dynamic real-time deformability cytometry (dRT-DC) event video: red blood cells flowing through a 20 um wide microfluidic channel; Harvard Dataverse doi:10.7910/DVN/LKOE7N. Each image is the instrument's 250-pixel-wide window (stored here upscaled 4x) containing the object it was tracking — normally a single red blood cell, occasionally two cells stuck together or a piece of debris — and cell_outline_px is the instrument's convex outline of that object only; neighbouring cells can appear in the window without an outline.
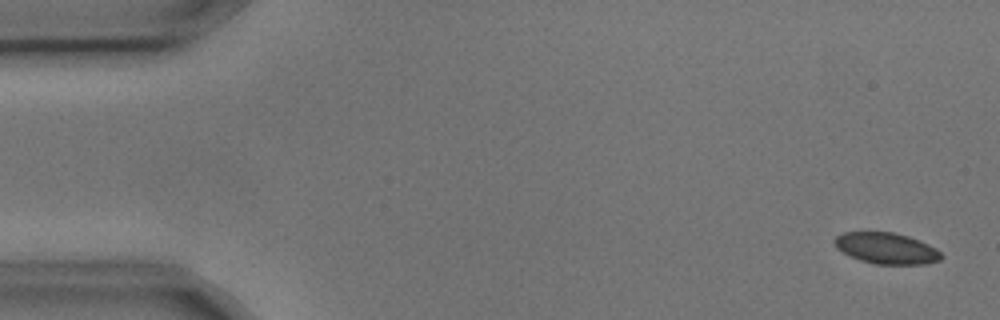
{"species": "common noctule bat (a hibernating species)", "species_latin": "Nyctalus noctula", "temperature_condition": "cold", "stored_images_in_passage": 4, "camera_frame_rate_fps": 3000, "um_per_image_px": 0.085, "animal": {"sex": "male", "body_mass_g": 17.9, "forearm_length_mm": 54.2}, "frame": {"image": 1, "passage_image": 1, "time_ms": 0.0, "image_size_px": [1000, 320], "cell_outline_px": [[944, 256], [940, 260], [924, 264], [876, 264], [860, 260], [836, 248], [832, 240], [840, 232], [892, 232], [908, 236], [920, 240], [936, 248]], "centroid_in_image_um": [75.34, 21.09], "position_along_channel_um": 9.7, "area_um2": 19.42}}
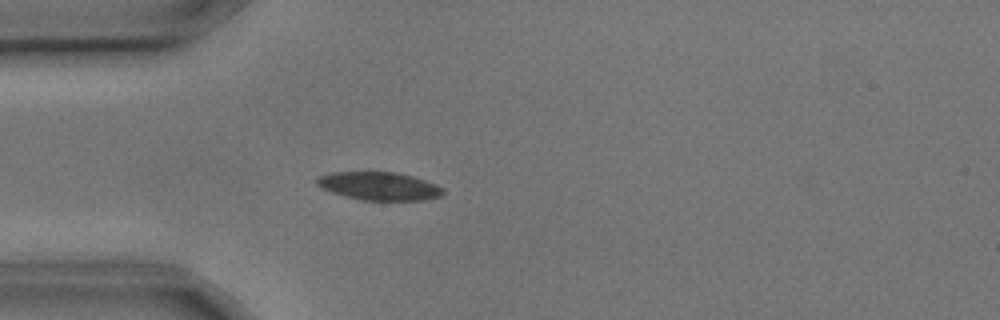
{"frame": {"image": 2, "passage_image": 4, "time_ms": 1.0, "image_size_px": [1000, 320], "cell_outline_px": [[444, 192], [440, 196], [424, 200], [360, 200], [344, 196], [320, 188], [316, 184], [316, 180], [320, 176], [332, 172], [396, 172], [412, 176], [436, 184], [444, 188]], "centroid_in_image_um": [32.22, 15.82], "position_along_channel_um": 52.8, "area_um2": 20.69}}